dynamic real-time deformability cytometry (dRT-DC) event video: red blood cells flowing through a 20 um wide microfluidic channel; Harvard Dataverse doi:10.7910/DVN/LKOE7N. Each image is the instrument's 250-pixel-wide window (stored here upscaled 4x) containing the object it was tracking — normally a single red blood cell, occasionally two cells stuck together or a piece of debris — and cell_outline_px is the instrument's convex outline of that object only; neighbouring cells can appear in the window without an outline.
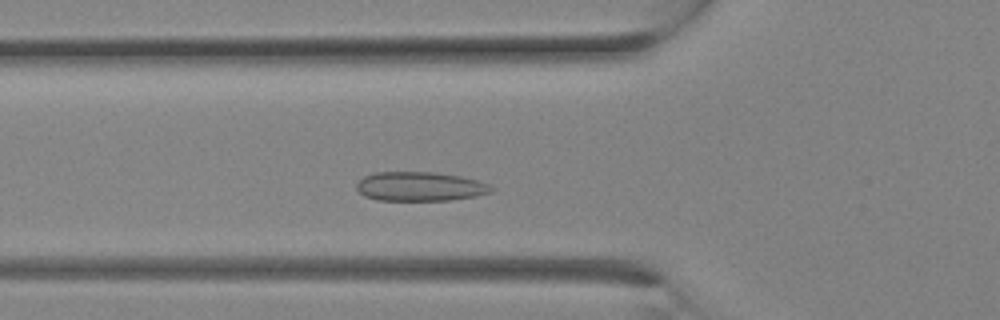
{"species": "Egyptian fruit bat (a non-hibernating species)", "species_latin": "Rousettus aegyptiacus", "temperature_condition": "room temperature", "stored_images_in_passage": 13, "camera_frame_rate_fps": 3000, "um_per_image_px": 0.085, "animal": {"sex": "female"}, "frame": {"image": 1, "passage_image": 4, "time_ms": 1.0, "image_size_px": [1000, 320], "cell_outline_px": [[496, 188], [492, 192], [476, 196], [448, 200], [376, 200], [364, 196], [356, 188], [356, 184], [364, 176], [376, 172], [436, 172], [460, 176], [480, 180]], "centroid_in_image_um": [35.73, 15.84], "position_along_channel_um": 90.1, "area_um2": 23.06}}
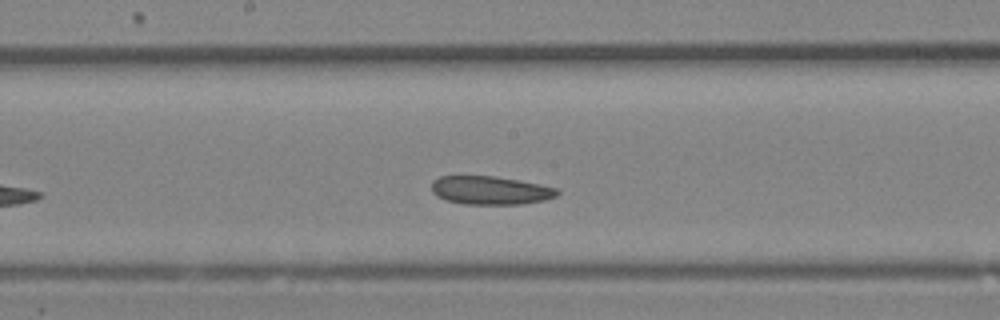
{"frame": {"image": 2, "passage_image": 9, "time_ms": 2.667, "image_size_px": [1000, 320], "cell_outline_px": [[560, 192], [556, 196], [544, 200], [524, 204], [464, 204], [444, 200], [436, 196], [432, 192], [432, 180], [440, 176], [496, 176], [540, 184], [560, 188]], "centroid_in_image_um": [41.69, 16.18], "position_along_channel_um": 206.5, "area_um2": 21.04}}
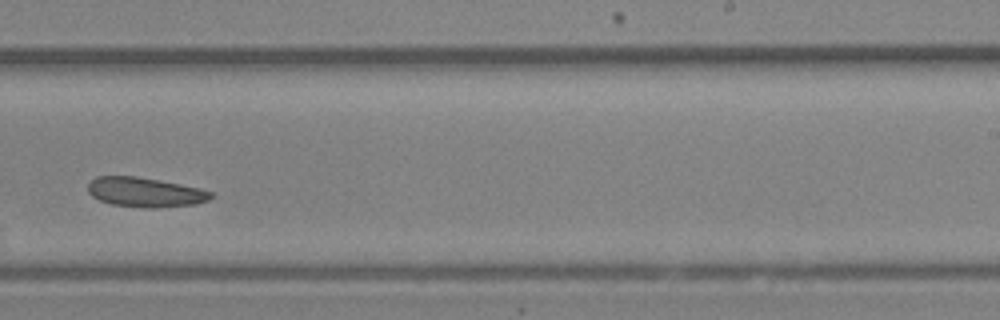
{"frame": {"image": 3, "passage_image": 12, "time_ms": 3.667, "image_size_px": [1000, 320], "cell_outline_px": [[212, 196], [208, 200], [196, 204], [152, 208], [112, 204], [100, 200], [92, 196], [88, 192], [88, 184], [96, 176], [136, 176], [180, 184], [200, 188], [212, 192]], "centroid_in_image_um": [12.33, 16.33], "position_along_channel_um": 276.7, "area_um2": 20.98}}